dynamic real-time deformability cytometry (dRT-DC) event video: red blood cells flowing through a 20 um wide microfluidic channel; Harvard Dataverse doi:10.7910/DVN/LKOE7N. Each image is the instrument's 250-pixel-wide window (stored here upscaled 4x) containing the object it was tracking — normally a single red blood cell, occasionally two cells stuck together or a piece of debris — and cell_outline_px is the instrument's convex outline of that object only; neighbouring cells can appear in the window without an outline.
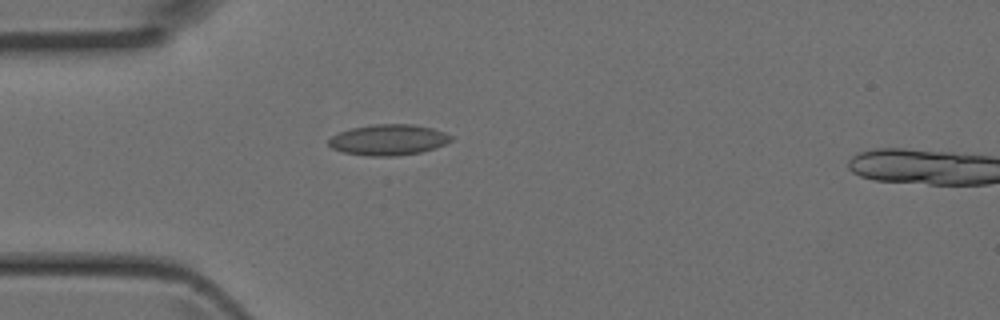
{"species": "Egyptian fruit bat (a non-hibernating species)", "species_latin": "Rousettus aegyptiacus", "temperature_condition": "room temperature", "stored_images_in_passage": 5, "camera_frame_rate_fps": 3000, "um_per_image_px": 0.085, "animal": {"sex": "female"}, "frame": {"image": 1, "passage_image": 5, "time_ms": 1.333, "image_size_px": [1000, 320], "cell_outline_px": [[452, 140], [436, 148], [420, 152], [396, 156], [368, 156], [344, 152], [332, 148], [328, 144], [328, 140], [332, 136], [340, 132], [352, 128], [376, 124], [412, 124], [432, 128], [444, 132], [452, 136]], "centroid_in_image_um": [33.02, 11.89], "position_along_channel_um": 52.0, "area_um2": 21.85}}